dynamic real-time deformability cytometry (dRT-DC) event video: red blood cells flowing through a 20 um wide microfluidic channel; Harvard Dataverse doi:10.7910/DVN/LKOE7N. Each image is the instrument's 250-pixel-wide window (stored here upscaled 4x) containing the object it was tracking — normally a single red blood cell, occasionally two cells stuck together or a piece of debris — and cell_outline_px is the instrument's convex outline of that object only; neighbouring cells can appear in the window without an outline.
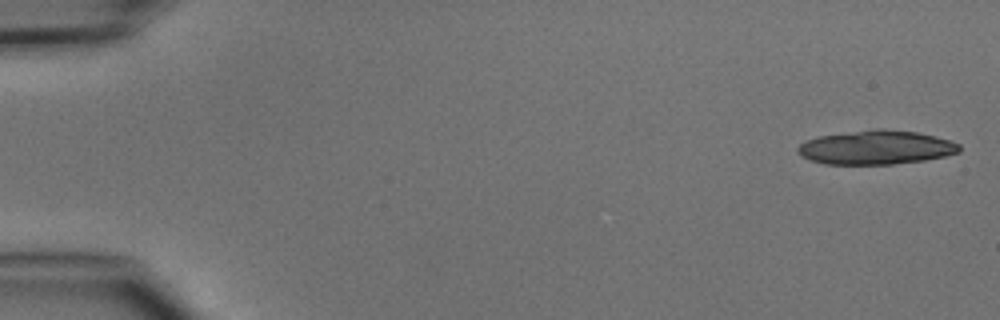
{"species": "common noctule bat (a hibernating species)", "species_latin": "Nyctalus noctula", "temperature_condition": "cold", "stored_images_in_passage": 2, "camera_frame_rate_fps": 3000, "um_per_image_px": 0.085, "animal": {"sex": "male", "body_mass_g": 15.6}, "frame": {"image": 1, "passage_image": 2, "time_ms": 1.333, "image_size_px": [1000, 320], "cell_outline_px": [[960, 152], [944, 156], [924, 160], [892, 164], [824, 164], [808, 160], [796, 152], [796, 148], [804, 140], [820, 136], [876, 128], [884, 128], [916, 132], [936, 136], [960, 144]], "centroid_in_image_um": [74.43, 12.53], "position_along_channel_um": 10.6, "area_um2": 32.14}}